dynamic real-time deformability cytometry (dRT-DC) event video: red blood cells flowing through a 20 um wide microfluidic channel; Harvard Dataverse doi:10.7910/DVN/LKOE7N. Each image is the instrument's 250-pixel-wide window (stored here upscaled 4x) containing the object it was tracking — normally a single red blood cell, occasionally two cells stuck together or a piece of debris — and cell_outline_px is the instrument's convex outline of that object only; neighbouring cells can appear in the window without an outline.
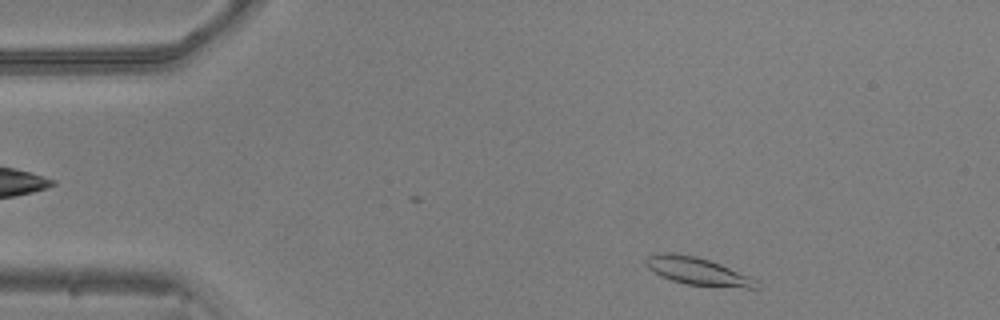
{"species": "common noctule bat (a hibernating species)", "species_latin": "Nyctalus noctula", "temperature_condition": "warm", "stored_images_in_passage": 36, "camera_frame_rate_fps": 3000, "um_per_image_px": 0.085, "animal": {"sex": "male", "body_mass_g": 20.5, "forearm_length_mm": 52.5}, "frame": {"image": 1, "passage_image": 2, "time_ms": 0.333, "image_size_px": [1000, 320], "cell_outline_px": [[760, 288], [744, 288], [684, 284], [660, 276], [648, 268], [644, 264], [644, 260], [648, 256], [656, 252], [676, 252], [696, 256], [720, 264], [748, 276], [756, 280], [760, 284]], "centroid_in_image_um": [59.23, 23.04], "position_along_channel_um": 25.8, "area_um2": 17.92}}
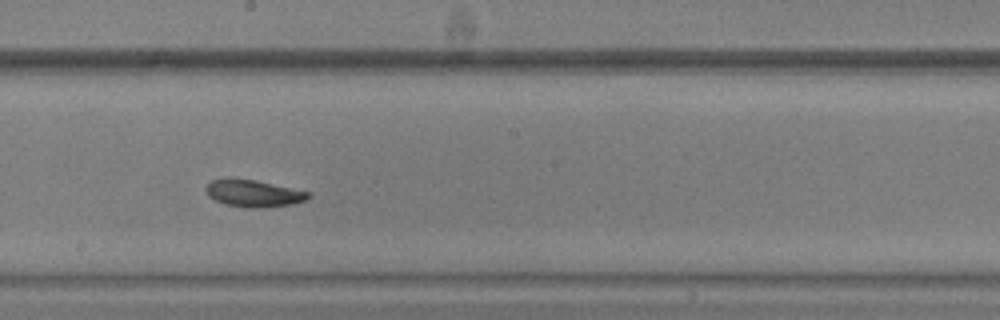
{"frame": {"image": 2, "passage_image": 23, "time_ms": 7.333, "image_size_px": [1000, 320], "cell_outline_px": [[312, 196], [304, 200], [292, 204], [256, 208], [244, 208], [224, 204], [208, 196], [204, 188], [212, 180], [224, 176], [256, 180], [312, 192]], "centroid_in_image_um": [21.51, 16.41], "position_along_channel_um": 226.7, "area_um2": 16.53}}
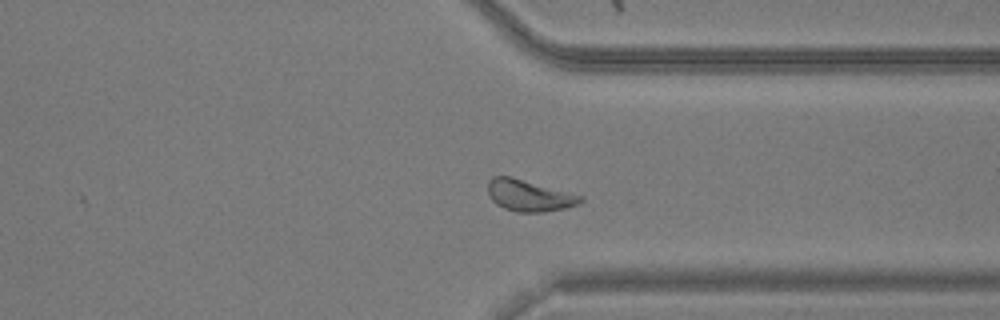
{"frame": {"image": 3, "passage_image": 34, "time_ms": 11.0, "image_size_px": [1000, 320], "cell_outline_px": [[584, 200], [580, 204], [568, 208], [544, 212], [516, 212], [504, 208], [496, 204], [492, 200], [488, 192], [488, 180], [492, 176], [512, 176], [584, 196]], "centroid_in_image_um": [45.0, 16.62], "position_along_channel_um": 366.4, "area_um2": 17.28}, "authors_computed_cell_mechanics": {"area_um2": 16.6175, "velocity_mm_per_s": 3.8342, "shape_relaxation_time_tau1_ms": 6.9912, "shape_relaxation_time_tau2_ms": 4.5466, "deformation_change_tau1": 0.1718, "deformation_change_tau2": 0.0614}}